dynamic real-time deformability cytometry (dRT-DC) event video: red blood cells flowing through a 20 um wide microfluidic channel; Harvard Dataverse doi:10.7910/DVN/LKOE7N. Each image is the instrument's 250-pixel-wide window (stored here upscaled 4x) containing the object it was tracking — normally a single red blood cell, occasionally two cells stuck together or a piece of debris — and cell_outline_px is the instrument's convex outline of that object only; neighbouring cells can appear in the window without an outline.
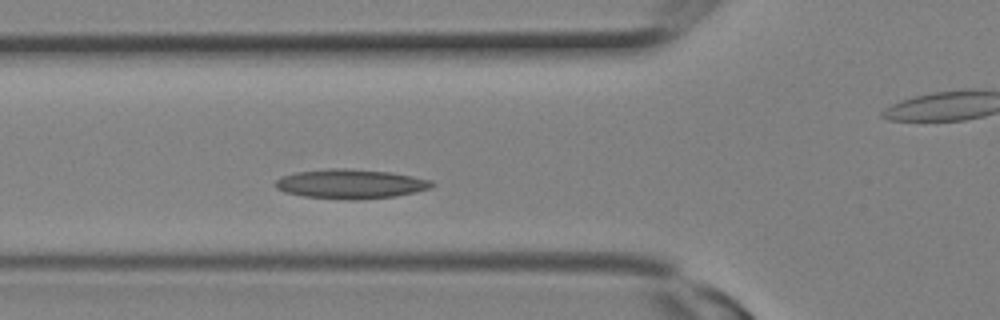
{"species": "Egyptian fruit bat (a non-hibernating species)", "species_latin": "Rousettus aegyptiacus", "temperature_condition": "room temperature", "stored_images_in_passage": 8, "camera_frame_rate_fps": 3000, "um_per_image_px": 0.085, "animal": {"sex": "female"}, "frame": {"image": 1, "passage_image": 7, "time_ms": 2.0, "image_size_px": [1000, 320], "cell_outline_px": [[436, 184], [428, 188], [396, 196], [360, 200], [348, 200], [304, 196], [284, 192], [276, 188], [272, 184], [280, 176], [296, 172], [328, 168], [348, 168], [392, 172], [432, 180]], "centroid_in_image_um": [29.75, 15.63], "position_along_channel_um": 96.0, "area_um2": 27.05}}